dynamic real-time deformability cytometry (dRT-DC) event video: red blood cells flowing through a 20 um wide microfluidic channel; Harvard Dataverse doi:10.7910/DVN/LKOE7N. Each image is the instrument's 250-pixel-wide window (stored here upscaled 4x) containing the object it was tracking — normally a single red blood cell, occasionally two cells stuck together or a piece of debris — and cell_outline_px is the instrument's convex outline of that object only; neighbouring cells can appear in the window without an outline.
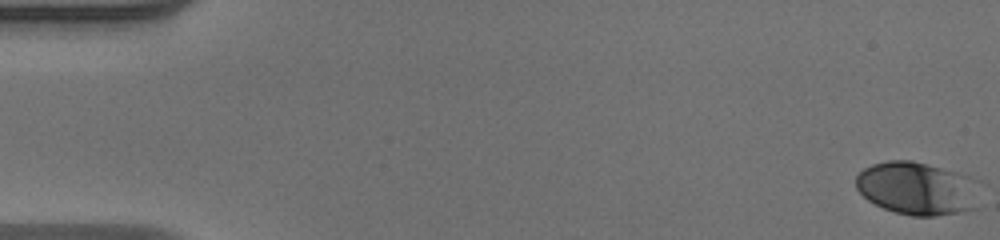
{"species": "human", "species_latin": "Homo sapiens", "temperature_condition": "warm", "stored_images_in_passage": 50, "camera_frame_rate_fps": 3000, "um_per_image_px": 0.085, "donor": {"sex": "male"}, "frame": {"image": 1, "passage_image": 1, "time_ms": 0.0, "image_size_px": [1000, 240], "cell_outline_px": [[980, 208], [936, 216], [912, 216], [896, 212], [884, 208], [868, 200], [856, 188], [856, 176], [864, 168], [872, 164], [888, 160], [912, 160], [928, 164], [956, 172], [968, 176]], "centroid_in_image_um": [77.89, 16.02], "position_along_channel_um": 7.1, "area_um2": 37.74}}
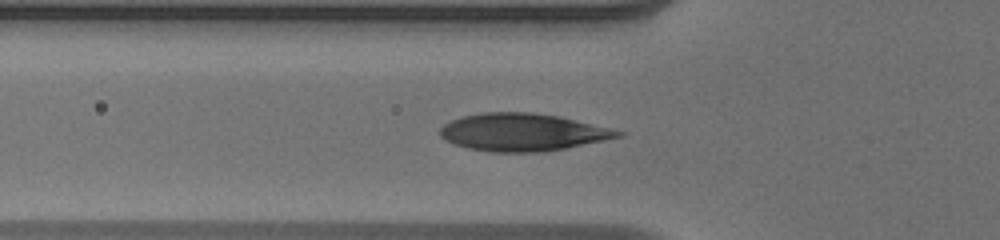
{"frame": {"image": 2, "passage_image": 18, "time_ms": 5.667, "image_size_px": [1000, 240], "cell_outline_px": [[624, 136], [544, 152], [492, 152], [468, 148], [456, 144], [440, 136], [440, 128], [444, 124], [452, 120], [464, 116], [484, 112], [532, 112], [560, 116], [624, 132]], "centroid_in_image_um": [44.41, 11.23], "position_along_channel_um": 81.4, "area_um2": 38.55}}
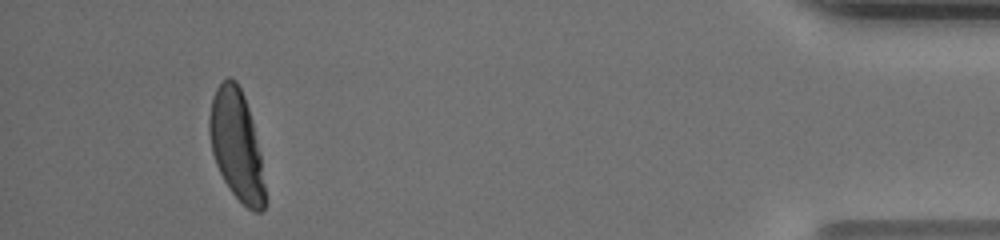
{"frame": {"image": 3, "passage_image": 47, "time_ms": 15.333, "image_size_px": [1000, 240], "cell_outline_px": [[264, 208], [260, 212], [252, 212], [232, 192], [224, 180], [216, 164], [212, 152], [208, 132], [208, 116], [212, 100], [216, 88], [228, 76], [232, 76], [236, 80], [244, 96], [252, 120], [260, 152], [264, 184]], "centroid_in_image_um": [20.08, 12.3], "position_along_channel_um": 415.1, "area_um2": 35.43}, "authors_computed_cell_mechanics": {"area_um2": 37.281, "velocity_mm_per_s": 4.134, "shape_relaxation_time_tau1_ms": 3.2011, "shape_relaxation_time_tau2_ms": null, "deformation_change_tau1": 0.1802, "deformation_change_tau2": null}}